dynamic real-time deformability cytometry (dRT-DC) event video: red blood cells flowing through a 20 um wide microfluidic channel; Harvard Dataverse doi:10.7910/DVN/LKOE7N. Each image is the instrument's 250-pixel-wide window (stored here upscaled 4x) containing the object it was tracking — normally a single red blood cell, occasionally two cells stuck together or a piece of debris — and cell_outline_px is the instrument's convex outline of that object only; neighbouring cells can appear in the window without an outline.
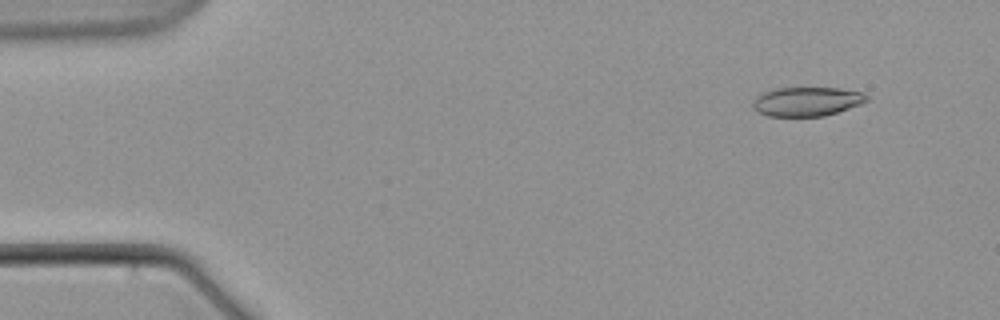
{"species": "common noctule bat (a hibernating species)", "species_latin": "Nyctalus noctula", "temperature_condition": "warm", "stored_images_in_passage": 5, "camera_frame_rate_fps": 3000, "um_per_image_px": 0.085, "animal": {"sex": "male", "body_mass_g": 21.5, "forearm_length_mm": 52.0}, "frame": {"image": 1, "passage_image": 2, "time_ms": 1.333, "image_size_px": [1000, 320], "cell_outline_px": [[868, 100], [860, 104], [824, 116], [768, 116], [752, 108], [752, 104], [756, 96], [764, 92], [776, 88], [840, 88], [864, 92], [868, 96]], "centroid_in_image_um": [68.58, 8.62], "position_along_channel_um": 16.4, "area_um2": 19.25}}